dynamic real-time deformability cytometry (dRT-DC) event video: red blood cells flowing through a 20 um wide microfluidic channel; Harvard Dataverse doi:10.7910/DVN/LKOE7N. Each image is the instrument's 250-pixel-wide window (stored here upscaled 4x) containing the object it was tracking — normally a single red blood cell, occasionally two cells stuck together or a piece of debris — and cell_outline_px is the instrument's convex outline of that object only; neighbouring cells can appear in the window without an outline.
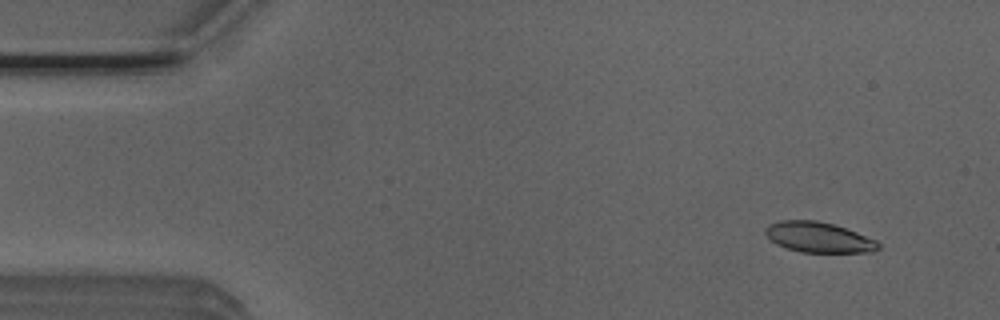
{"species": "Egyptian fruit bat (a non-hibernating species)", "species_latin": "Rousettus aegyptiacus", "temperature_condition": "room temperature", "stored_images_in_passage": 51, "camera_frame_rate_fps": 3000, "um_per_image_px": 0.085, "animal": {"sex": "male"}, "frame": {"image": 1, "passage_image": 3, "time_ms": 0.667, "image_size_px": [1000, 320], "cell_outline_px": [[880, 248], [872, 252], [800, 252], [776, 244], [764, 232], [764, 228], [768, 224], [780, 220], [816, 220], [832, 224], [856, 232], [876, 240], [880, 244]], "centroid_in_image_um": [69.57, 20.16], "position_along_channel_um": 15.4, "area_um2": 19.88}}
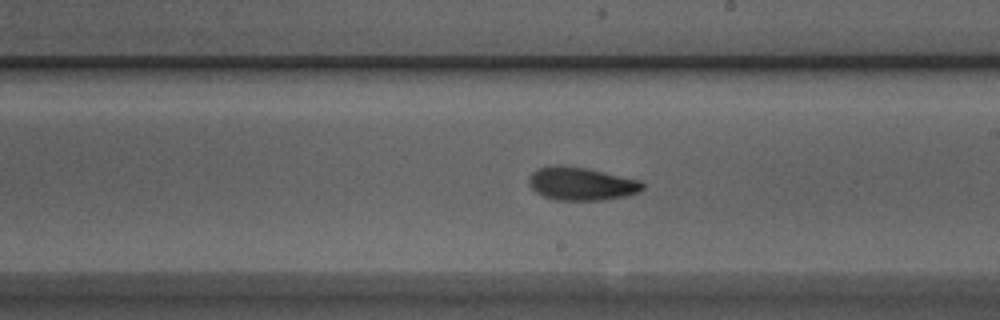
{"frame": {"image": 2, "passage_image": 28, "time_ms": 9.0, "image_size_px": [1000, 320], "cell_outline_px": [[644, 188], [640, 192], [624, 196], [600, 200], [556, 200], [544, 196], [536, 192], [528, 184], [528, 176], [536, 168], [552, 164], [560, 164], [584, 168], [640, 180], [644, 184]], "centroid_in_image_um": [49.36, 15.6], "position_along_channel_um": 239.6, "area_um2": 22.02}}
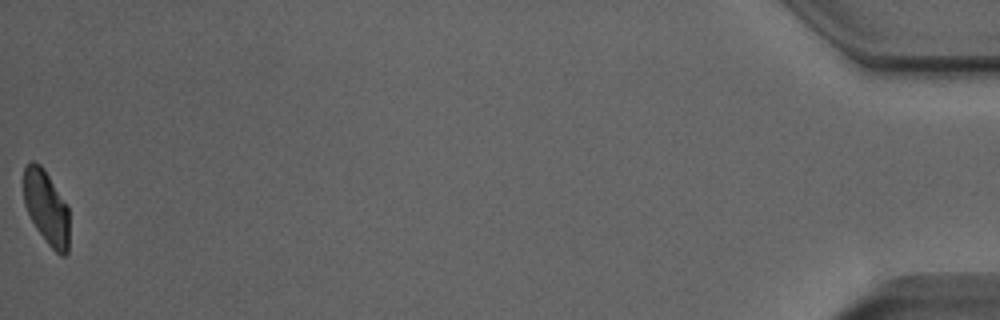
{"frame": {"image": 3, "passage_image": 51, "time_ms": 16.667, "image_size_px": [1000, 320], "cell_outline_px": [[68, 252], [64, 256], [60, 256], [48, 244], [36, 228], [24, 204], [24, 168], [32, 160], [40, 164], [44, 168], [68, 204]], "centroid_in_image_um": [3.95, 17.62], "position_along_channel_um": 431.2, "area_um2": 19.71}, "authors_computed_cell_mechanics": {"area_um2": 21.2704, "velocity_mm_per_s": 3.8933, "shape_relaxation_time_tau1_ms": 4.6399, "shape_relaxation_time_tau2_ms": 3.042, "deformation_change_tau1": 0.1399, "deformation_change_tau2": 0.0974}}